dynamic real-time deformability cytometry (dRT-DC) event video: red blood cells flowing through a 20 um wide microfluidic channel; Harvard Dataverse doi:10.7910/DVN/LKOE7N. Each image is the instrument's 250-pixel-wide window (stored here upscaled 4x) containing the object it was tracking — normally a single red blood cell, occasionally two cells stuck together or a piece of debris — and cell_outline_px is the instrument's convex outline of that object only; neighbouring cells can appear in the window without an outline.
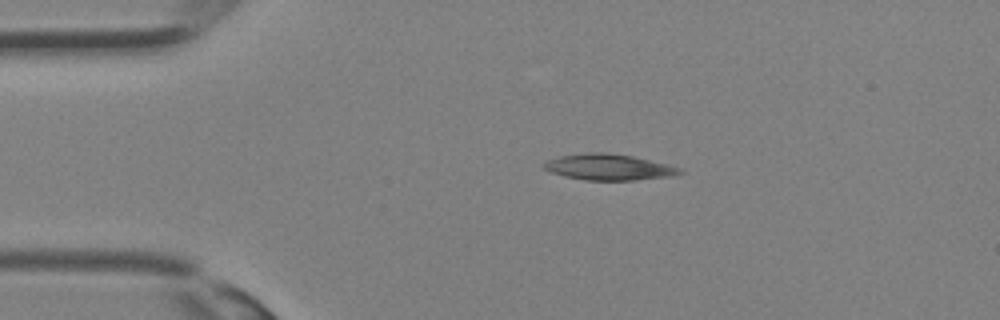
{"species": "Egyptian fruit bat (a non-hibernating species)", "species_latin": "Rousettus aegyptiacus", "temperature_condition": "room temperature", "stored_images_in_passage": 27, "camera_frame_rate_fps": 3000, "um_per_image_px": 0.085, "animal": {"sex": "female"}, "frame": {"image": 1, "passage_image": 1, "time_ms": 0.0, "image_size_px": [1000, 320], "cell_outline_px": [[684, 172], [672, 176], [636, 180], [584, 180], [564, 176], [552, 172], [544, 168], [544, 164], [548, 160], [560, 156], [584, 152], [608, 152], [632, 156], [680, 168]], "centroid_in_image_um": [51.73, 14.2], "position_along_channel_um": 33.3, "area_um2": 20.4}}
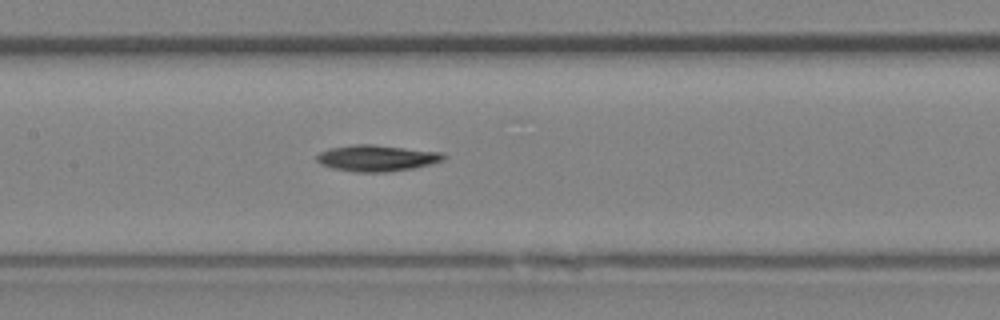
{"frame": {"image": 2, "passage_image": 10, "time_ms": 3.0, "image_size_px": [1000, 320], "cell_outline_px": [[444, 160], [412, 168], [384, 172], [356, 172], [332, 168], [320, 164], [316, 160], [316, 156], [320, 152], [328, 148], [352, 144], [372, 144], [440, 152], [444, 156]], "centroid_in_image_um": [31.94, 13.43], "position_along_channel_um": 175.5, "area_um2": 19.25}}
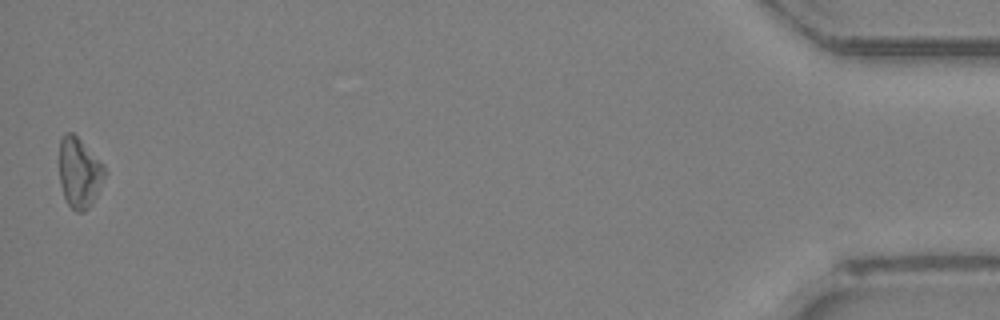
{"frame": {"image": 3, "passage_image": 27, "time_ms": 8.667, "image_size_px": [1000, 320], "cell_outline_px": [[104, 176], [96, 196], [88, 208], [84, 212], [76, 212], [68, 204], [64, 196], [60, 184], [60, 136], [64, 132], [72, 132], [104, 164]], "centroid_in_image_um": [6.72, 14.67], "position_along_channel_um": 428.5, "area_um2": 18.32}}